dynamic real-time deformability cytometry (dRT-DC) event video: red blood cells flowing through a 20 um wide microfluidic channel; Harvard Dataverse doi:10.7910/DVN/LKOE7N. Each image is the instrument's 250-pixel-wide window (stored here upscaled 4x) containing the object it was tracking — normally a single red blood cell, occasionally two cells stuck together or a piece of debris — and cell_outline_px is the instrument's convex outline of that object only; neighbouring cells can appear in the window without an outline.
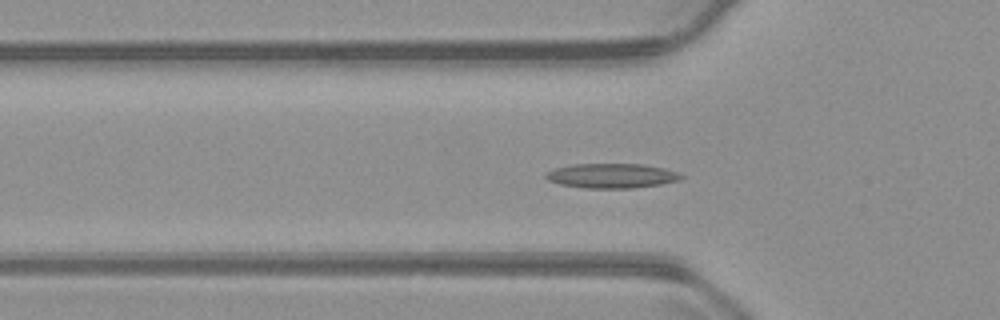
{"species": "common noctule bat (a hibernating species)", "species_latin": "Nyctalus noctula", "temperature_condition": "warm", "stored_images_in_passage": 56, "camera_frame_rate_fps": 3000, "um_per_image_px": 0.085, "animal": {"sex": "male", "body_mass_g": 23.1, "forearm_length_mm": 52.7}, "frame": {"image": 1, "passage_image": 18, "time_ms": 5.667, "image_size_px": [1000, 320], "cell_outline_px": [[684, 176], [680, 180], [660, 184], [632, 188], [584, 188], [560, 184], [548, 180], [544, 176], [544, 172], [556, 168], [572, 164], [644, 164], [664, 168], [676, 172]], "centroid_in_image_um": [51.97, 14.94], "position_along_channel_um": 73.8, "area_um2": 19.42}}
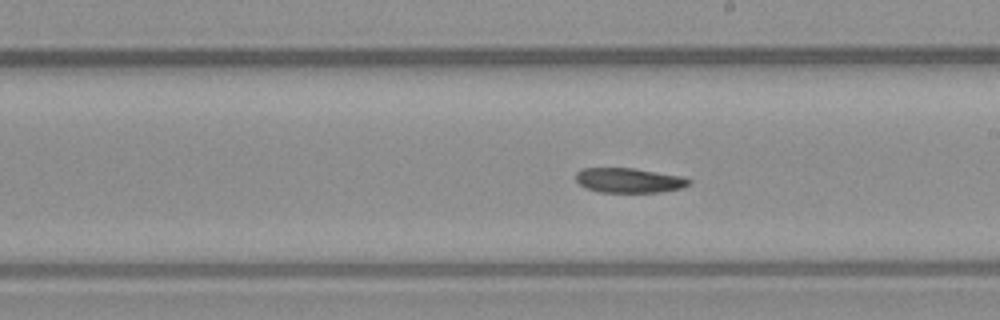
{"frame": {"image": 2, "passage_image": 31, "time_ms": 10.0, "image_size_px": [1000, 320], "cell_outline_px": [[692, 184], [680, 188], [660, 192], [600, 192], [584, 188], [576, 180], [576, 172], [580, 168], [636, 168], [680, 176], [692, 180]], "centroid_in_image_um": [53.45, 15.32], "position_along_channel_um": 235.6, "area_um2": 16.42}}
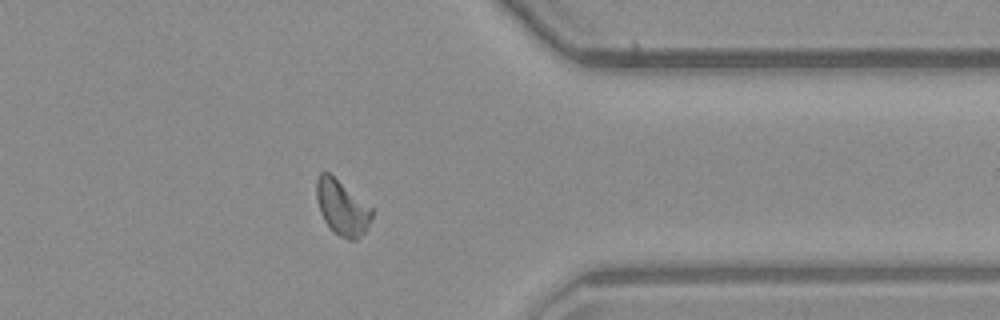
{"frame": {"image": 3, "passage_image": 44, "time_ms": 14.333, "image_size_px": [1000, 320], "cell_outline_px": [[372, 216], [368, 228], [356, 240], [348, 240], [332, 232], [324, 220], [320, 212], [316, 196], [316, 180], [320, 172], [328, 172], [372, 208]], "centroid_in_image_um": [29.06, 17.67], "position_along_channel_um": 382.3, "area_um2": 17.63}}